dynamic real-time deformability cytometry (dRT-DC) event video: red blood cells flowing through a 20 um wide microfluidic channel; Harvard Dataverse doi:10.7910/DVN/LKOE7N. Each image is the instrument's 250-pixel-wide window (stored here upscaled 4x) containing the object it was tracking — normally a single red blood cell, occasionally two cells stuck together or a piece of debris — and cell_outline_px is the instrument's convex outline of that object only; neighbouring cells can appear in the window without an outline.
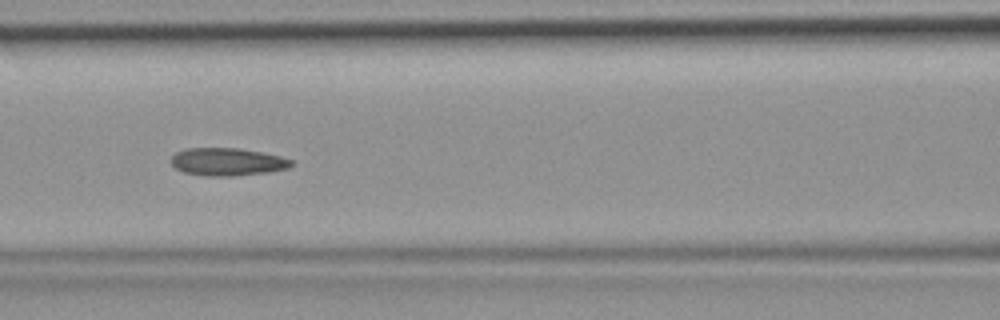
{"species": "common noctule bat (a hibernating species)", "species_latin": "Nyctalus noctula", "temperature_condition": "room temperature", "stored_images_in_passage": 37, "camera_frame_rate_fps": 3000, "um_per_image_px": 0.085, "animal": {"sex": "female", "body_mass_g": 19.9}, "frame": {"image": 1, "passage_image": 11, "time_ms": 3.333, "image_size_px": [1000, 320], "cell_outline_px": [[296, 164], [288, 168], [268, 172], [232, 176], [208, 176], [184, 172], [176, 168], [172, 164], [172, 156], [176, 152], [184, 148], [240, 148], [280, 156], [296, 160]], "centroid_in_image_um": [19.38, 13.75], "position_along_channel_um": 147.2, "area_um2": 19.54}}
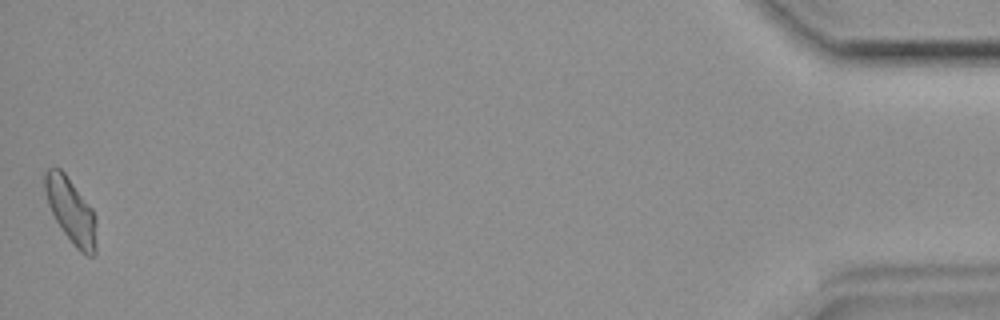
{"frame": {"image": 2, "passage_image": 37, "time_ms": 12.0, "image_size_px": [1000, 320], "cell_outline_px": [[96, 252], [92, 256], [88, 256], [80, 252], [72, 244], [56, 220], [48, 204], [44, 188], [44, 172], [48, 168], [60, 168], [64, 172], [92, 208], [96, 216]], "centroid_in_image_um": [6.04, 17.92], "position_along_channel_um": 429.2, "area_um2": 19.54}}